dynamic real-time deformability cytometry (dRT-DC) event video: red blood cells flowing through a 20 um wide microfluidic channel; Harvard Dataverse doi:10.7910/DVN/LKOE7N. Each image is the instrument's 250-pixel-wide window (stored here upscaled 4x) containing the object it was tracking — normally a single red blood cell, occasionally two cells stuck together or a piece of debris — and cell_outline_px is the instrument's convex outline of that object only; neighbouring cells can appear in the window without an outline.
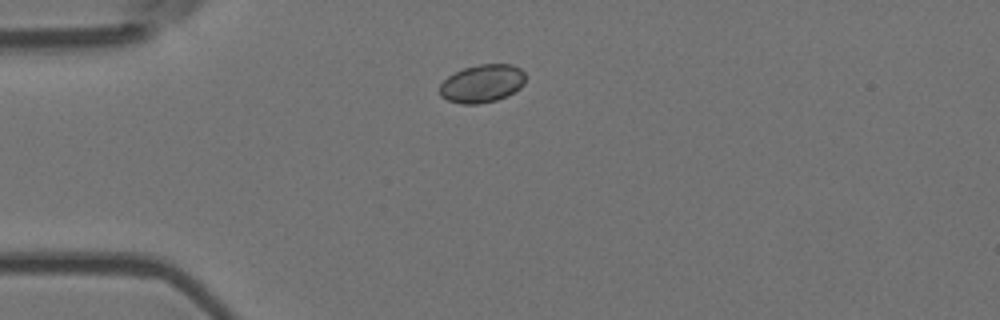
{"species": "Egyptian fruit bat (a non-hibernating species)", "species_latin": "Rousettus aegyptiacus", "temperature_condition": "room temperature", "stored_images_in_passage": 6, "camera_frame_rate_fps": 3000, "um_per_image_px": 0.085, "animal": {"sex": "female"}, "frame": {"image": 1, "passage_image": 2, "time_ms": 0.333, "image_size_px": [1000, 320], "cell_outline_px": [[524, 84], [520, 88], [508, 96], [496, 100], [476, 104], [460, 104], [448, 100], [440, 96], [440, 84], [448, 76], [464, 68], [480, 64], [512, 64], [520, 68], [524, 72]], "centroid_in_image_um": [40.99, 7.1], "position_along_channel_um": 44.0, "area_um2": 19.02}}
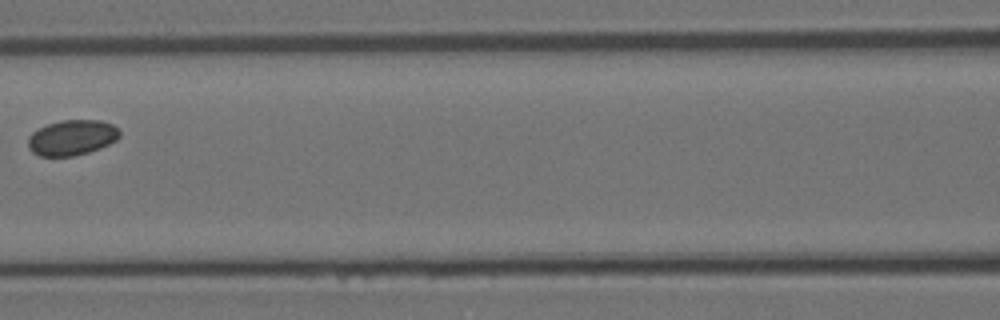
{"frame": {"image": 2, "passage_image": 5, "time_ms": 1.333, "image_size_px": [1000, 320], "cell_outline_px": [[120, 136], [116, 140], [100, 148], [88, 152], [72, 156], [40, 156], [32, 152], [28, 148], [28, 136], [32, 132], [48, 124], [60, 120], [100, 120], [112, 124], [120, 132]], "centroid_in_image_um": [6.1, 11.69], "position_along_channel_um": 160.5, "area_um2": 18.84}}
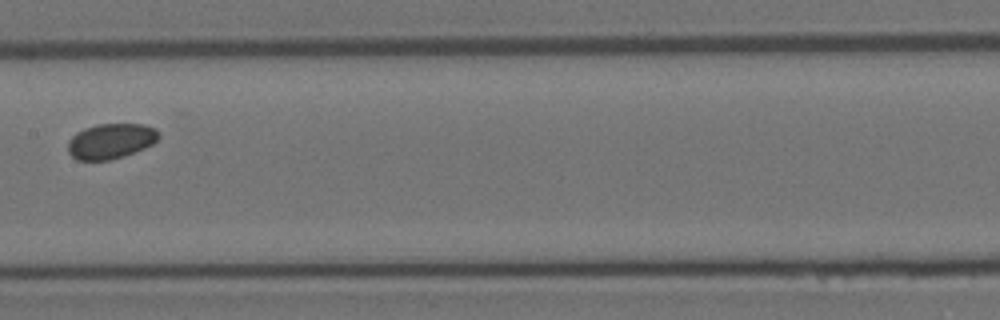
{"frame": {"image": 3, "passage_image": 6, "time_ms": 1.667, "image_size_px": [1000, 320], "cell_outline_px": [[160, 136], [152, 144], [144, 148], [124, 156], [108, 160], [76, 160], [68, 152], [68, 140], [76, 132], [84, 128], [96, 124], [144, 124], [156, 128], [160, 132]], "centroid_in_image_um": [9.41, 11.98], "position_along_channel_um": 198.0, "area_um2": 18.79}}